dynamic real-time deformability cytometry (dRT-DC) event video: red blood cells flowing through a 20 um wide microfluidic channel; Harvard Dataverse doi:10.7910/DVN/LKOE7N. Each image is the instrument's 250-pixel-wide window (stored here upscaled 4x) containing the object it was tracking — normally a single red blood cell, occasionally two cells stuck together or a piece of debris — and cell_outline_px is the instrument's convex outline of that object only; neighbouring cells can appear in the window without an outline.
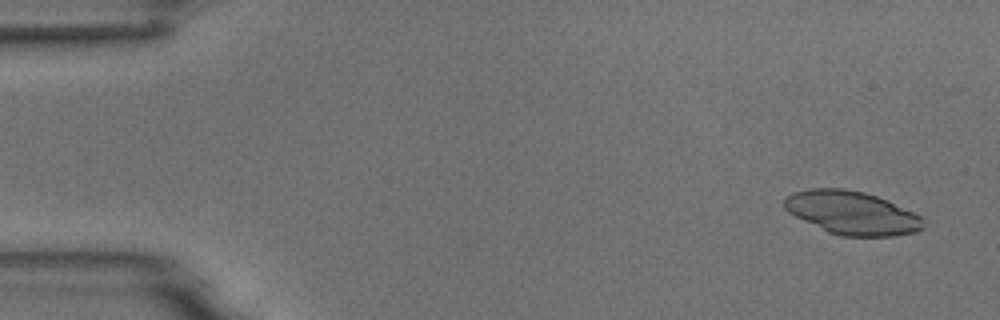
{"species": "common noctule bat (a hibernating species)", "species_latin": "Nyctalus noctula", "temperature_condition": "room temperature", "stored_images_in_passage": 9, "segment_of_instrument_passage": [1, 2], "camera_frame_rate_fps": 3000, "um_per_image_px": 0.085, "animal": {"sex": "male", "body_mass_g": 18.8}, "frame": {"image": 1, "passage_image": 1, "time_ms": 0.0, "image_size_px": [1000, 320], "cell_outline_px": [[924, 228], [916, 232], [896, 236], [840, 236], [828, 232], [788, 212], [784, 208], [784, 200], [792, 192], [808, 188], [844, 188], [864, 192], [876, 196], [912, 212], [920, 216], [924, 220]], "centroid_in_image_um": [72.41, 18.09], "position_along_channel_um": 12.6, "area_um2": 34.91}}